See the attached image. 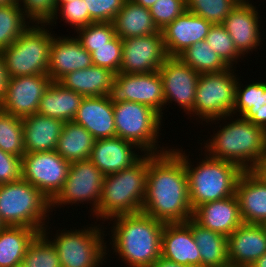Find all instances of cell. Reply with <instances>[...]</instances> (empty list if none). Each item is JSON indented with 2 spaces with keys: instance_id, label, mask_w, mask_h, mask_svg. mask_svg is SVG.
<instances>
[{
  "instance_id": "1",
  "label": "cell",
  "mask_w": 266,
  "mask_h": 267,
  "mask_svg": "<svg viewBox=\"0 0 266 267\" xmlns=\"http://www.w3.org/2000/svg\"><path fill=\"white\" fill-rule=\"evenodd\" d=\"M169 149L149 154L142 212L164 223H185L193 217L184 152Z\"/></svg>"
},
{
  "instance_id": "2",
  "label": "cell",
  "mask_w": 266,
  "mask_h": 267,
  "mask_svg": "<svg viewBox=\"0 0 266 267\" xmlns=\"http://www.w3.org/2000/svg\"><path fill=\"white\" fill-rule=\"evenodd\" d=\"M114 220V221H113ZM112 249L129 267H150L161 257L164 222L143 213L111 218Z\"/></svg>"
},
{
  "instance_id": "3",
  "label": "cell",
  "mask_w": 266,
  "mask_h": 267,
  "mask_svg": "<svg viewBox=\"0 0 266 267\" xmlns=\"http://www.w3.org/2000/svg\"><path fill=\"white\" fill-rule=\"evenodd\" d=\"M148 163L149 154H144L131 167L105 175L98 209L93 216L105 221L119 215L142 212Z\"/></svg>"
},
{
  "instance_id": "4",
  "label": "cell",
  "mask_w": 266,
  "mask_h": 267,
  "mask_svg": "<svg viewBox=\"0 0 266 267\" xmlns=\"http://www.w3.org/2000/svg\"><path fill=\"white\" fill-rule=\"evenodd\" d=\"M205 143V152L214 159L232 162L243 171L251 170L266 152V131L238 117L227 123Z\"/></svg>"
},
{
  "instance_id": "5",
  "label": "cell",
  "mask_w": 266,
  "mask_h": 267,
  "mask_svg": "<svg viewBox=\"0 0 266 267\" xmlns=\"http://www.w3.org/2000/svg\"><path fill=\"white\" fill-rule=\"evenodd\" d=\"M184 153L189 200L194 211L198 206L235 195L243 170L236 164L214 159L207 154L196 167Z\"/></svg>"
},
{
  "instance_id": "6",
  "label": "cell",
  "mask_w": 266,
  "mask_h": 267,
  "mask_svg": "<svg viewBox=\"0 0 266 267\" xmlns=\"http://www.w3.org/2000/svg\"><path fill=\"white\" fill-rule=\"evenodd\" d=\"M50 210L51 201L28 181L0 185V219L5 226L30 227L41 233Z\"/></svg>"
},
{
  "instance_id": "7",
  "label": "cell",
  "mask_w": 266,
  "mask_h": 267,
  "mask_svg": "<svg viewBox=\"0 0 266 267\" xmlns=\"http://www.w3.org/2000/svg\"><path fill=\"white\" fill-rule=\"evenodd\" d=\"M31 25L1 51L8 78L47 74L53 34L44 28L47 24Z\"/></svg>"
},
{
  "instance_id": "8",
  "label": "cell",
  "mask_w": 266,
  "mask_h": 267,
  "mask_svg": "<svg viewBox=\"0 0 266 267\" xmlns=\"http://www.w3.org/2000/svg\"><path fill=\"white\" fill-rule=\"evenodd\" d=\"M113 109L117 137L134 143L142 154H160L169 150L158 147L162 116L150 106L125 101L113 104Z\"/></svg>"
},
{
  "instance_id": "9",
  "label": "cell",
  "mask_w": 266,
  "mask_h": 267,
  "mask_svg": "<svg viewBox=\"0 0 266 267\" xmlns=\"http://www.w3.org/2000/svg\"><path fill=\"white\" fill-rule=\"evenodd\" d=\"M232 71L234 69L229 67L222 72L200 74L191 115L206 123L234 117L232 112L238 77Z\"/></svg>"
},
{
  "instance_id": "10",
  "label": "cell",
  "mask_w": 266,
  "mask_h": 267,
  "mask_svg": "<svg viewBox=\"0 0 266 267\" xmlns=\"http://www.w3.org/2000/svg\"><path fill=\"white\" fill-rule=\"evenodd\" d=\"M88 228L57 232L54 240H49L56 248L61 267H99L105 261L107 247L102 227L91 224Z\"/></svg>"
},
{
  "instance_id": "11",
  "label": "cell",
  "mask_w": 266,
  "mask_h": 267,
  "mask_svg": "<svg viewBox=\"0 0 266 267\" xmlns=\"http://www.w3.org/2000/svg\"><path fill=\"white\" fill-rule=\"evenodd\" d=\"M104 176L89 159L71 162L62 190L51 201V209L86 201L92 204L90 212L95 213L102 194Z\"/></svg>"
},
{
  "instance_id": "12",
  "label": "cell",
  "mask_w": 266,
  "mask_h": 267,
  "mask_svg": "<svg viewBox=\"0 0 266 267\" xmlns=\"http://www.w3.org/2000/svg\"><path fill=\"white\" fill-rule=\"evenodd\" d=\"M69 167L70 162L55 150L25 153L22 157V179L52 201L62 190Z\"/></svg>"
},
{
  "instance_id": "13",
  "label": "cell",
  "mask_w": 266,
  "mask_h": 267,
  "mask_svg": "<svg viewBox=\"0 0 266 267\" xmlns=\"http://www.w3.org/2000/svg\"><path fill=\"white\" fill-rule=\"evenodd\" d=\"M108 97L112 104L132 101L148 105L163 117V82L158 70L144 74H115Z\"/></svg>"
},
{
  "instance_id": "14",
  "label": "cell",
  "mask_w": 266,
  "mask_h": 267,
  "mask_svg": "<svg viewBox=\"0 0 266 267\" xmlns=\"http://www.w3.org/2000/svg\"><path fill=\"white\" fill-rule=\"evenodd\" d=\"M119 73L144 74L159 70L168 57L162 30L155 34L122 39Z\"/></svg>"
},
{
  "instance_id": "15",
  "label": "cell",
  "mask_w": 266,
  "mask_h": 267,
  "mask_svg": "<svg viewBox=\"0 0 266 267\" xmlns=\"http://www.w3.org/2000/svg\"><path fill=\"white\" fill-rule=\"evenodd\" d=\"M51 83L47 74L8 78L0 109L21 119L37 113L40 99Z\"/></svg>"
},
{
  "instance_id": "16",
  "label": "cell",
  "mask_w": 266,
  "mask_h": 267,
  "mask_svg": "<svg viewBox=\"0 0 266 267\" xmlns=\"http://www.w3.org/2000/svg\"><path fill=\"white\" fill-rule=\"evenodd\" d=\"M158 71L163 82L165 105L173 101L190 114L193 111L200 74L179 57L170 56L165 59Z\"/></svg>"
},
{
  "instance_id": "17",
  "label": "cell",
  "mask_w": 266,
  "mask_h": 267,
  "mask_svg": "<svg viewBox=\"0 0 266 267\" xmlns=\"http://www.w3.org/2000/svg\"><path fill=\"white\" fill-rule=\"evenodd\" d=\"M212 23L189 11L162 29L167 56L178 57L196 42L205 40Z\"/></svg>"
},
{
  "instance_id": "18",
  "label": "cell",
  "mask_w": 266,
  "mask_h": 267,
  "mask_svg": "<svg viewBox=\"0 0 266 267\" xmlns=\"http://www.w3.org/2000/svg\"><path fill=\"white\" fill-rule=\"evenodd\" d=\"M58 37L53 35L50 47L47 75L52 82H58L70 72L93 66L91 54L76 36Z\"/></svg>"
},
{
  "instance_id": "19",
  "label": "cell",
  "mask_w": 266,
  "mask_h": 267,
  "mask_svg": "<svg viewBox=\"0 0 266 267\" xmlns=\"http://www.w3.org/2000/svg\"><path fill=\"white\" fill-rule=\"evenodd\" d=\"M161 257L186 267H201V257L192 229L186 223H165Z\"/></svg>"
},
{
  "instance_id": "20",
  "label": "cell",
  "mask_w": 266,
  "mask_h": 267,
  "mask_svg": "<svg viewBox=\"0 0 266 267\" xmlns=\"http://www.w3.org/2000/svg\"><path fill=\"white\" fill-rule=\"evenodd\" d=\"M252 3H238L225 18V27L237 50L244 56L260 45L259 12Z\"/></svg>"
},
{
  "instance_id": "21",
  "label": "cell",
  "mask_w": 266,
  "mask_h": 267,
  "mask_svg": "<svg viewBox=\"0 0 266 267\" xmlns=\"http://www.w3.org/2000/svg\"><path fill=\"white\" fill-rule=\"evenodd\" d=\"M134 143L120 137L95 140L89 160L104 174L120 172L131 167L142 156ZM136 152V153H135Z\"/></svg>"
},
{
  "instance_id": "22",
  "label": "cell",
  "mask_w": 266,
  "mask_h": 267,
  "mask_svg": "<svg viewBox=\"0 0 266 267\" xmlns=\"http://www.w3.org/2000/svg\"><path fill=\"white\" fill-rule=\"evenodd\" d=\"M73 122L83 126L95 140L116 137L114 109L108 95L84 97Z\"/></svg>"
},
{
  "instance_id": "23",
  "label": "cell",
  "mask_w": 266,
  "mask_h": 267,
  "mask_svg": "<svg viewBox=\"0 0 266 267\" xmlns=\"http://www.w3.org/2000/svg\"><path fill=\"white\" fill-rule=\"evenodd\" d=\"M192 218L202 227L227 237L243 224L236 195L198 206Z\"/></svg>"
},
{
  "instance_id": "24",
  "label": "cell",
  "mask_w": 266,
  "mask_h": 267,
  "mask_svg": "<svg viewBox=\"0 0 266 267\" xmlns=\"http://www.w3.org/2000/svg\"><path fill=\"white\" fill-rule=\"evenodd\" d=\"M228 260L249 267L266 253V233L261 225L242 224L227 237Z\"/></svg>"
},
{
  "instance_id": "25",
  "label": "cell",
  "mask_w": 266,
  "mask_h": 267,
  "mask_svg": "<svg viewBox=\"0 0 266 267\" xmlns=\"http://www.w3.org/2000/svg\"><path fill=\"white\" fill-rule=\"evenodd\" d=\"M235 195L244 224L261 225L266 221V184L250 170L240 175Z\"/></svg>"
},
{
  "instance_id": "26",
  "label": "cell",
  "mask_w": 266,
  "mask_h": 267,
  "mask_svg": "<svg viewBox=\"0 0 266 267\" xmlns=\"http://www.w3.org/2000/svg\"><path fill=\"white\" fill-rule=\"evenodd\" d=\"M25 153L53 151L64 122L39 113L22 118Z\"/></svg>"
},
{
  "instance_id": "27",
  "label": "cell",
  "mask_w": 266,
  "mask_h": 267,
  "mask_svg": "<svg viewBox=\"0 0 266 267\" xmlns=\"http://www.w3.org/2000/svg\"><path fill=\"white\" fill-rule=\"evenodd\" d=\"M114 77L111 70L93 65L66 74L58 83L83 97H98L108 95Z\"/></svg>"
},
{
  "instance_id": "28",
  "label": "cell",
  "mask_w": 266,
  "mask_h": 267,
  "mask_svg": "<svg viewBox=\"0 0 266 267\" xmlns=\"http://www.w3.org/2000/svg\"><path fill=\"white\" fill-rule=\"evenodd\" d=\"M83 98L60 83L52 82L40 99L37 113L63 122L73 121Z\"/></svg>"
},
{
  "instance_id": "29",
  "label": "cell",
  "mask_w": 266,
  "mask_h": 267,
  "mask_svg": "<svg viewBox=\"0 0 266 267\" xmlns=\"http://www.w3.org/2000/svg\"><path fill=\"white\" fill-rule=\"evenodd\" d=\"M116 36L121 39L155 34L160 30L153 22L150 10L133 0H125L113 20Z\"/></svg>"
},
{
  "instance_id": "30",
  "label": "cell",
  "mask_w": 266,
  "mask_h": 267,
  "mask_svg": "<svg viewBox=\"0 0 266 267\" xmlns=\"http://www.w3.org/2000/svg\"><path fill=\"white\" fill-rule=\"evenodd\" d=\"M240 85L238 78L232 114L238 111L243 119L266 131V82H253L243 89Z\"/></svg>"
},
{
  "instance_id": "31",
  "label": "cell",
  "mask_w": 266,
  "mask_h": 267,
  "mask_svg": "<svg viewBox=\"0 0 266 267\" xmlns=\"http://www.w3.org/2000/svg\"><path fill=\"white\" fill-rule=\"evenodd\" d=\"M185 223L192 229L199 248L201 267H217L229 263L227 236L202 227L193 218Z\"/></svg>"
},
{
  "instance_id": "32",
  "label": "cell",
  "mask_w": 266,
  "mask_h": 267,
  "mask_svg": "<svg viewBox=\"0 0 266 267\" xmlns=\"http://www.w3.org/2000/svg\"><path fill=\"white\" fill-rule=\"evenodd\" d=\"M39 234L37 229L24 226H5L0 229V267L23 263L28 247Z\"/></svg>"
},
{
  "instance_id": "33",
  "label": "cell",
  "mask_w": 266,
  "mask_h": 267,
  "mask_svg": "<svg viewBox=\"0 0 266 267\" xmlns=\"http://www.w3.org/2000/svg\"><path fill=\"white\" fill-rule=\"evenodd\" d=\"M95 138L81 125L64 122L55 151L68 162L89 159Z\"/></svg>"
},
{
  "instance_id": "34",
  "label": "cell",
  "mask_w": 266,
  "mask_h": 267,
  "mask_svg": "<svg viewBox=\"0 0 266 267\" xmlns=\"http://www.w3.org/2000/svg\"><path fill=\"white\" fill-rule=\"evenodd\" d=\"M178 57L199 74L217 73L229 68L205 40L194 43Z\"/></svg>"
},
{
  "instance_id": "35",
  "label": "cell",
  "mask_w": 266,
  "mask_h": 267,
  "mask_svg": "<svg viewBox=\"0 0 266 267\" xmlns=\"http://www.w3.org/2000/svg\"><path fill=\"white\" fill-rule=\"evenodd\" d=\"M23 10L16 0L0 6V52L13 44L29 27Z\"/></svg>"
},
{
  "instance_id": "36",
  "label": "cell",
  "mask_w": 266,
  "mask_h": 267,
  "mask_svg": "<svg viewBox=\"0 0 266 267\" xmlns=\"http://www.w3.org/2000/svg\"><path fill=\"white\" fill-rule=\"evenodd\" d=\"M0 149L21 158L25 154L22 119L1 109Z\"/></svg>"
},
{
  "instance_id": "37",
  "label": "cell",
  "mask_w": 266,
  "mask_h": 267,
  "mask_svg": "<svg viewBox=\"0 0 266 267\" xmlns=\"http://www.w3.org/2000/svg\"><path fill=\"white\" fill-rule=\"evenodd\" d=\"M49 232L45 227L34 239L25 253V267H61L56 248L49 241Z\"/></svg>"
},
{
  "instance_id": "38",
  "label": "cell",
  "mask_w": 266,
  "mask_h": 267,
  "mask_svg": "<svg viewBox=\"0 0 266 267\" xmlns=\"http://www.w3.org/2000/svg\"><path fill=\"white\" fill-rule=\"evenodd\" d=\"M237 4L236 0H186L187 11L212 24H222Z\"/></svg>"
},
{
  "instance_id": "39",
  "label": "cell",
  "mask_w": 266,
  "mask_h": 267,
  "mask_svg": "<svg viewBox=\"0 0 266 267\" xmlns=\"http://www.w3.org/2000/svg\"><path fill=\"white\" fill-rule=\"evenodd\" d=\"M205 41L228 67L233 68V62L237 64L238 59L243 57L222 24H212Z\"/></svg>"
},
{
  "instance_id": "40",
  "label": "cell",
  "mask_w": 266,
  "mask_h": 267,
  "mask_svg": "<svg viewBox=\"0 0 266 267\" xmlns=\"http://www.w3.org/2000/svg\"><path fill=\"white\" fill-rule=\"evenodd\" d=\"M87 51L91 54L94 66L119 73L122 62V39L115 36L110 42L101 46H90Z\"/></svg>"
},
{
  "instance_id": "41",
  "label": "cell",
  "mask_w": 266,
  "mask_h": 267,
  "mask_svg": "<svg viewBox=\"0 0 266 267\" xmlns=\"http://www.w3.org/2000/svg\"><path fill=\"white\" fill-rule=\"evenodd\" d=\"M76 36L87 50L90 46H101L110 42L115 36L113 22H94L78 29Z\"/></svg>"
},
{
  "instance_id": "42",
  "label": "cell",
  "mask_w": 266,
  "mask_h": 267,
  "mask_svg": "<svg viewBox=\"0 0 266 267\" xmlns=\"http://www.w3.org/2000/svg\"><path fill=\"white\" fill-rule=\"evenodd\" d=\"M149 10L153 22L162 30L187 10L186 0H157Z\"/></svg>"
},
{
  "instance_id": "43",
  "label": "cell",
  "mask_w": 266,
  "mask_h": 267,
  "mask_svg": "<svg viewBox=\"0 0 266 267\" xmlns=\"http://www.w3.org/2000/svg\"><path fill=\"white\" fill-rule=\"evenodd\" d=\"M32 24H48L56 14L55 0H17ZM23 3V4H22ZM22 4V5H21ZM36 22V23H35Z\"/></svg>"
},
{
  "instance_id": "44",
  "label": "cell",
  "mask_w": 266,
  "mask_h": 267,
  "mask_svg": "<svg viewBox=\"0 0 266 267\" xmlns=\"http://www.w3.org/2000/svg\"><path fill=\"white\" fill-rule=\"evenodd\" d=\"M60 10L62 19L65 23H69L72 27L75 26L76 31L84 26L90 24L89 11L86 9L84 0H73L69 3L62 4L57 10L55 16L47 25L56 24V19H58L57 13Z\"/></svg>"
},
{
  "instance_id": "45",
  "label": "cell",
  "mask_w": 266,
  "mask_h": 267,
  "mask_svg": "<svg viewBox=\"0 0 266 267\" xmlns=\"http://www.w3.org/2000/svg\"><path fill=\"white\" fill-rule=\"evenodd\" d=\"M89 11L90 24L94 22H113L125 0H84Z\"/></svg>"
},
{
  "instance_id": "46",
  "label": "cell",
  "mask_w": 266,
  "mask_h": 267,
  "mask_svg": "<svg viewBox=\"0 0 266 267\" xmlns=\"http://www.w3.org/2000/svg\"><path fill=\"white\" fill-rule=\"evenodd\" d=\"M22 179V158L0 149V185Z\"/></svg>"
},
{
  "instance_id": "47",
  "label": "cell",
  "mask_w": 266,
  "mask_h": 267,
  "mask_svg": "<svg viewBox=\"0 0 266 267\" xmlns=\"http://www.w3.org/2000/svg\"><path fill=\"white\" fill-rule=\"evenodd\" d=\"M258 179L266 184V152L250 170Z\"/></svg>"
},
{
  "instance_id": "48",
  "label": "cell",
  "mask_w": 266,
  "mask_h": 267,
  "mask_svg": "<svg viewBox=\"0 0 266 267\" xmlns=\"http://www.w3.org/2000/svg\"><path fill=\"white\" fill-rule=\"evenodd\" d=\"M8 83L7 70L5 68L4 58L0 52V103L2 102Z\"/></svg>"
},
{
  "instance_id": "49",
  "label": "cell",
  "mask_w": 266,
  "mask_h": 267,
  "mask_svg": "<svg viewBox=\"0 0 266 267\" xmlns=\"http://www.w3.org/2000/svg\"><path fill=\"white\" fill-rule=\"evenodd\" d=\"M150 267H186V266L180 265V264L175 263V262L168 261V260L164 259L163 257H160Z\"/></svg>"
},
{
  "instance_id": "50",
  "label": "cell",
  "mask_w": 266,
  "mask_h": 267,
  "mask_svg": "<svg viewBox=\"0 0 266 267\" xmlns=\"http://www.w3.org/2000/svg\"><path fill=\"white\" fill-rule=\"evenodd\" d=\"M249 267H266V253L259 257L251 266Z\"/></svg>"
},
{
  "instance_id": "51",
  "label": "cell",
  "mask_w": 266,
  "mask_h": 267,
  "mask_svg": "<svg viewBox=\"0 0 266 267\" xmlns=\"http://www.w3.org/2000/svg\"><path fill=\"white\" fill-rule=\"evenodd\" d=\"M136 4L145 8H150L157 0H133Z\"/></svg>"
},
{
  "instance_id": "52",
  "label": "cell",
  "mask_w": 266,
  "mask_h": 267,
  "mask_svg": "<svg viewBox=\"0 0 266 267\" xmlns=\"http://www.w3.org/2000/svg\"><path fill=\"white\" fill-rule=\"evenodd\" d=\"M73 0H55V6H56V10L62 5V4H65V3H69Z\"/></svg>"
},
{
  "instance_id": "53",
  "label": "cell",
  "mask_w": 266,
  "mask_h": 267,
  "mask_svg": "<svg viewBox=\"0 0 266 267\" xmlns=\"http://www.w3.org/2000/svg\"><path fill=\"white\" fill-rule=\"evenodd\" d=\"M14 1H16V0H0V6L10 4Z\"/></svg>"
},
{
  "instance_id": "54",
  "label": "cell",
  "mask_w": 266,
  "mask_h": 267,
  "mask_svg": "<svg viewBox=\"0 0 266 267\" xmlns=\"http://www.w3.org/2000/svg\"><path fill=\"white\" fill-rule=\"evenodd\" d=\"M217 267H244V266H240V265H236V264L227 263L226 265H223V266H217Z\"/></svg>"
},
{
  "instance_id": "55",
  "label": "cell",
  "mask_w": 266,
  "mask_h": 267,
  "mask_svg": "<svg viewBox=\"0 0 266 267\" xmlns=\"http://www.w3.org/2000/svg\"><path fill=\"white\" fill-rule=\"evenodd\" d=\"M238 3H249V1L247 0H236Z\"/></svg>"
},
{
  "instance_id": "56",
  "label": "cell",
  "mask_w": 266,
  "mask_h": 267,
  "mask_svg": "<svg viewBox=\"0 0 266 267\" xmlns=\"http://www.w3.org/2000/svg\"><path fill=\"white\" fill-rule=\"evenodd\" d=\"M261 226L263 227V229L265 230V233H266V221H264Z\"/></svg>"
},
{
  "instance_id": "57",
  "label": "cell",
  "mask_w": 266,
  "mask_h": 267,
  "mask_svg": "<svg viewBox=\"0 0 266 267\" xmlns=\"http://www.w3.org/2000/svg\"><path fill=\"white\" fill-rule=\"evenodd\" d=\"M5 227L4 223L0 219V229H3Z\"/></svg>"
},
{
  "instance_id": "58",
  "label": "cell",
  "mask_w": 266,
  "mask_h": 267,
  "mask_svg": "<svg viewBox=\"0 0 266 267\" xmlns=\"http://www.w3.org/2000/svg\"><path fill=\"white\" fill-rule=\"evenodd\" d=\"M12 267H25V265H24L23 263H21V264H18V265L12 266Z\"/></svg>"
}]
</instances>
